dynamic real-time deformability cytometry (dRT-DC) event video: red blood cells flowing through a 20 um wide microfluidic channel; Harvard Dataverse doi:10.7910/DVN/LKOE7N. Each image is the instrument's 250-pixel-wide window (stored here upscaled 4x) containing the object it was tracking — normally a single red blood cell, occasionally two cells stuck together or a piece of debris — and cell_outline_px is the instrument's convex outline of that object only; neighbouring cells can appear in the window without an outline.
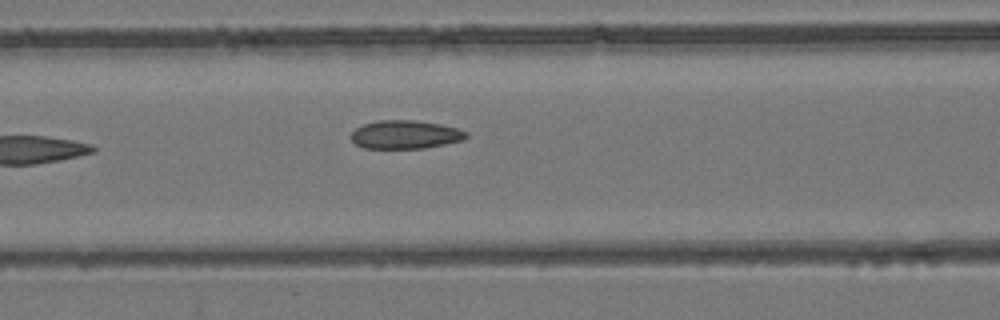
{"species": "common noctule bat (a hibernating species)", "species_latin": "Nyctalus noctula", "temperature_condition": "room temperature", "stored_images_in_passage": 7, "camera_frame_rate_fps": 3000, "um_per_image_px": 0.085, "animal": {"sex": "female", "body_mass_g": 24.6, "forearm_length_mm": 56.2}, "frame": {"image": 1, "passage_image": 7, "time_ms": 7.0, "image_size_px": [1000, 320], "cell_outline_px": [[468, 136], [464, 140], [424, 148], [364, 148], [356, 144], [348, 136], [356, 128], [364, 124], [376, 120], [416, 120], [440, 124], [456, 128], [468, 132]], "centroid_in_image_um": [34.43, 11.43], "position_along_channel_um": 132.2, "area_um2": 19.13}}